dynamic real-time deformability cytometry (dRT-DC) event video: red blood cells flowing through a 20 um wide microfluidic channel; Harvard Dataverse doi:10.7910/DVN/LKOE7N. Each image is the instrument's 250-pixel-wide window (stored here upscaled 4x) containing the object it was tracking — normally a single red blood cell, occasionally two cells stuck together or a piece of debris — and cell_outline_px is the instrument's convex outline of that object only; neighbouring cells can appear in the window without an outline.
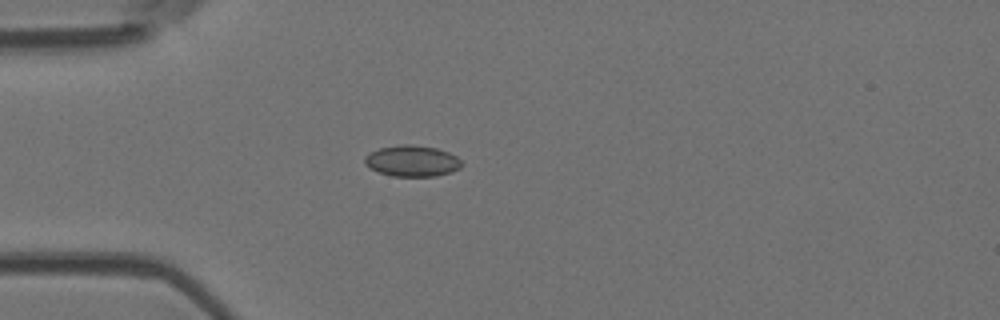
{"species": "Egyptian fruit bat (a non-hibernating species)", "species_latin": "Rousettus aegyptiacus", "temperature_condition": "room temperature", "stored_images_in_passage": 5, "camera_frame_rate_fps": 3000, "um_per_image_px": 0.085, "animal": {"sex": "female"}, "frame": {"image": 1, "passage_image": 4, "time_ms": 3.667, "image_size_px": [1000, 320], "cell_outline_px": [[464, 164], [460, 168], [452, 172], [436, 176], [392, 176], [380, 172], [364, 164], [364, 156], [368, 152], [380, 148], [400, 144], [408, 144], [436, 148], [448, 152], [456, 156]], "centroid_in_image_um": [35.03, 13.68], "position_along_channel_um": 50.0, "area_um2": 17.63}}